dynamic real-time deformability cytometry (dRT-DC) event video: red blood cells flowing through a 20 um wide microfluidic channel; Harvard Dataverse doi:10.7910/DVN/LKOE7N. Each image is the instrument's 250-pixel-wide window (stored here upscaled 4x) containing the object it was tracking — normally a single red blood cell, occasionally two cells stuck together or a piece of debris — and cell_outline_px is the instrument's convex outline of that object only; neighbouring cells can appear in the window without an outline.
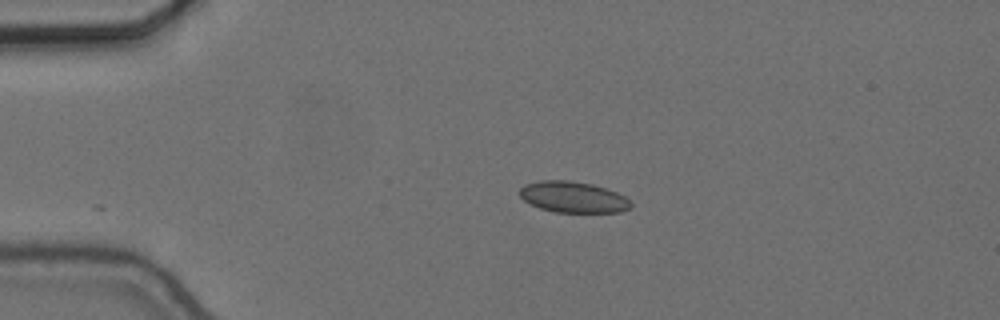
{"species": "common noctule bat (a hibernating species)", "species_latin": "Nyctalus noctula", "temperature_condition": "cold", "stored_images_in_passage": 21, "camera_frame_rate_fps": 3000, "um_per_image_px": 0.085, "animal": {"sex": "female", "body_mass_g": 24.6, "forearm_length_mm": 56.2}, "frame": {"image": 1, "passage_image": 1, "time_ms": 0.0, "image_size_px": [1000, 320], "cell_outline_px": [[632, 204], [628, 208], [620, 212], [556, 212], [540, 208], [524, 200], [520, 196], [520, 188], [524, 184], [540, 180], [568, 180], [592, 184], [608, 188], [624, 196]], "centroid_in_image_um": [48.7, 16.74], "position_along_channel_um": 36.3, "area_um2": 20.06}}
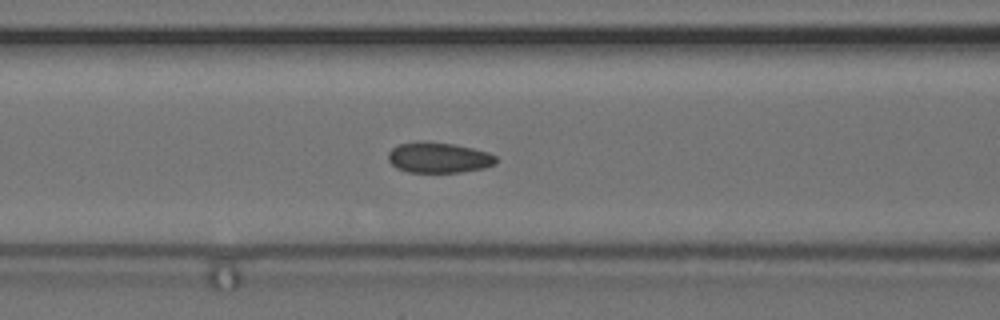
{"frame": {"image": 2, "passage_image": 12, "time_ms": 3.667, "image_size_px": [1000, 320], "cell_outline_px": [[496, 164], [484, 168], [460, 172], [408, 172], [396, 168], [388, 160], [388, 152], [396, 144], [416, 140], [452, 144], [472, 148], [488, 152], [496, 156]], "centroid_in_image_um": [37.25, 13.39], "position_along_channel_um": 129.4, "area_um2": 19.36}}
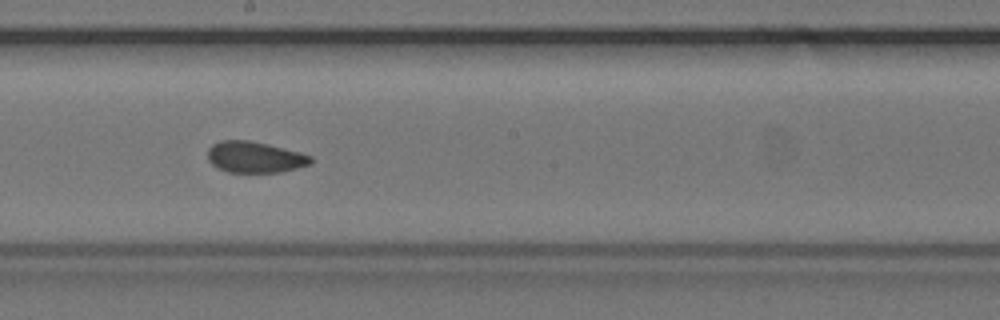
{"frame": {"image": 3, "passage_image": 20, "time_ms": 6.333, "image_size_px": [1000, 320], "cell_outline_px": [[312, 164], [280, 172], [228, 172], [212, 164], [208, 160], [208, 148], [212, 144], [220, 140], [252, 140], [300, 152], [312, 156]], "centroid_in_image_um": [21.66, 13.34], "position_along_channel_um": 226.5, "area_um2": 18.79}}